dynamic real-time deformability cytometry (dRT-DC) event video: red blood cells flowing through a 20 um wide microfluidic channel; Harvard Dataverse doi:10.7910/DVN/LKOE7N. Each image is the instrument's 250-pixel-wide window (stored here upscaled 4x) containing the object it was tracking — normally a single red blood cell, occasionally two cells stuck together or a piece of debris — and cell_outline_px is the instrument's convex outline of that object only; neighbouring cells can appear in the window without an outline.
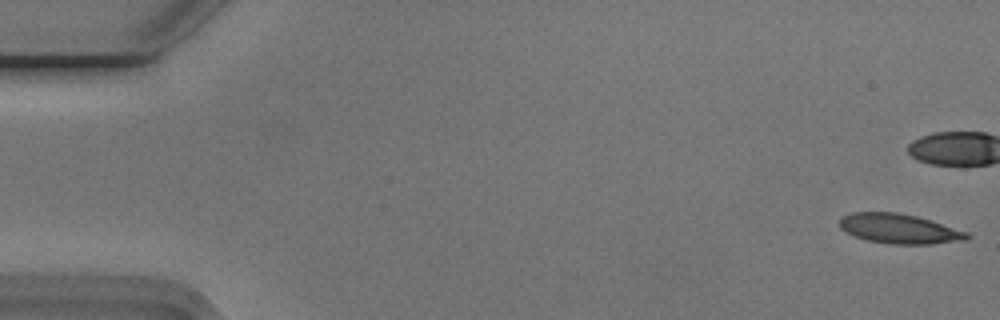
{"species": "Egyptian fruit bat (a non-hibernating species)", "species_latin": "Rousettus aegyptiacus", "temperature_condition": "cold", "stored_images_in_passage": 55, "camera_frame_rate_fps": 3000, "um_per_image_px": 0.085, "animal": {"sex": "male"}, "frame": {"image": 1, "passage_image": 1, "time_ms": 0.0, "image_size_px": [1000, 320], "cell_outline_px": [[972, 236], [968, 240], [928, 244], [892, 244], [868, 240], [844, 232], [840, 228], [840, 220], [844, 216], [852, 212], [896, 212], [916, 216], [968, 232]], "centroid_in_image_um": [76.46, 19.45], "position_along_channel_um": 8.5, "area_um2": 21.91}}
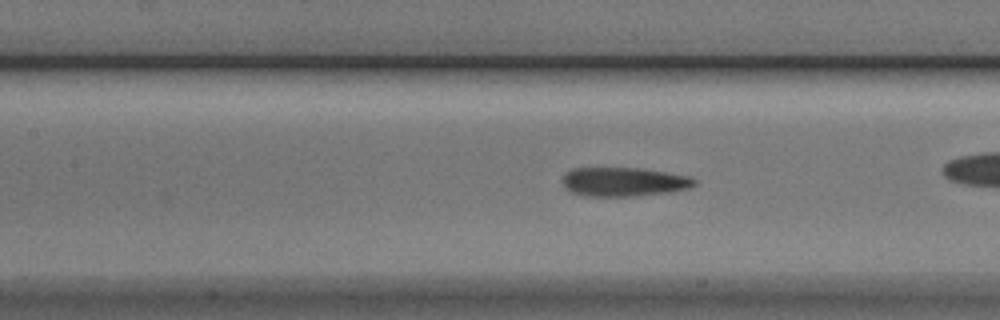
{"frame": {"image": 2, "passage_image": 24, "time_ms": 7.667, "image_size_px": [1000, 320], "cell_outline_px": [[696, 184], [688, 188], [668, 192], [632, 196], [588, 196], [572, 192], [564, 188], [564, 176], [572, 168], [640, 168], [688, 176], [696, 180]], "centroid_in_image_um": [53.02, 15.45], "position_along_channel_um": 154.4, "area_um2": 21.96}}
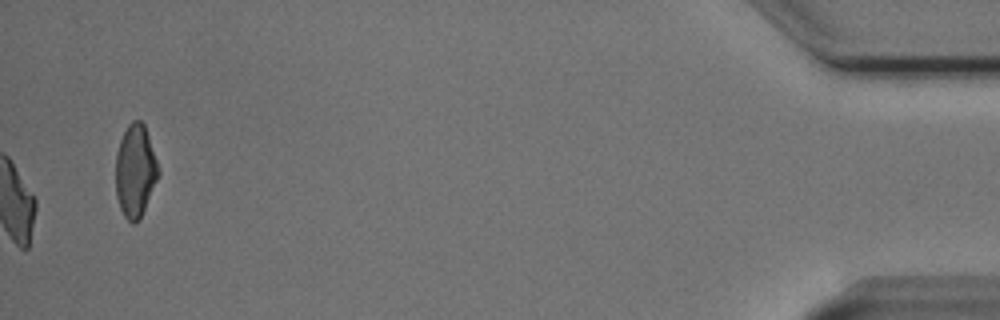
{"frame": {"image": 3, "passage_image": 55, "time_ms": 18.0, "image_size_px": [1000, 320], "cell_outline_px": [[160, 172], [144, 208], [136, 224], [132, 224], [124, 216], [120, 208], [116, 196], [116, 152], [120, 140], [128, 124], [132, 120], [140, 120], [144, 124]], "centroid_in_image_um": [11.47, 14.52], "position_along_channel_um": 423.7, "area_um2": 22.66}, "authors_computed_cell_mechanics": {"area_um2": 22.3108, "velocity_mm_per_s": 3.7475, "shape_relaxation_time_tau1_ms": 7.08, "shape_relaxation_time_tau2_ms": 2.231, "deformation_change_tau1": 0.1807, "deformation_change_tau2": 0.0946}}